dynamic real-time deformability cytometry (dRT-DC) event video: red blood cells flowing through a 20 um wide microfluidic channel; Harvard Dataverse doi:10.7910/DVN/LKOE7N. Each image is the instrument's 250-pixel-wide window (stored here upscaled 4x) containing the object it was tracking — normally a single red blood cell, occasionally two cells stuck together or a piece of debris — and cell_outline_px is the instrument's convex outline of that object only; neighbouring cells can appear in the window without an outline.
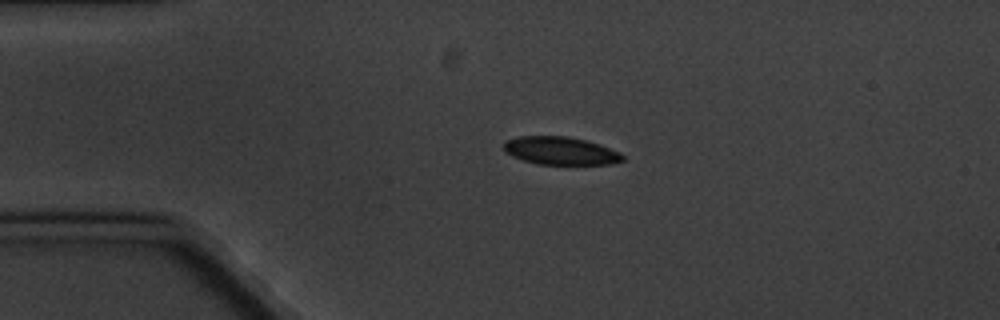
{"species": "common noctule bat (a hibernating species)", "species_latin": "Nyctalus noctula", "temperature_condition": "cold", "stored_images_in_passage": 2, "camera_frame_rate_fps": 3000, "um_per_image_px": 0.085, "animal": {"sex": "male", "body_mass_g": 20.1, "forearm_length_mm": 53.5}, "frame": {"image": 1, "passage_image": 1, "time_ms": 0.0, "image_size_px": [1000, 320], "cell_outline_px": [[624, 160], [608, 164], [536, 164], [512, 156], [504, 152], [504, 140], [520, 136], [568, 136], [600, 144], [620, 152], [624, 156]], "centroid_in_image_um": [47.62, 12.81], "position_along_channel_um": 37.4, "area_um2": 19.36}}